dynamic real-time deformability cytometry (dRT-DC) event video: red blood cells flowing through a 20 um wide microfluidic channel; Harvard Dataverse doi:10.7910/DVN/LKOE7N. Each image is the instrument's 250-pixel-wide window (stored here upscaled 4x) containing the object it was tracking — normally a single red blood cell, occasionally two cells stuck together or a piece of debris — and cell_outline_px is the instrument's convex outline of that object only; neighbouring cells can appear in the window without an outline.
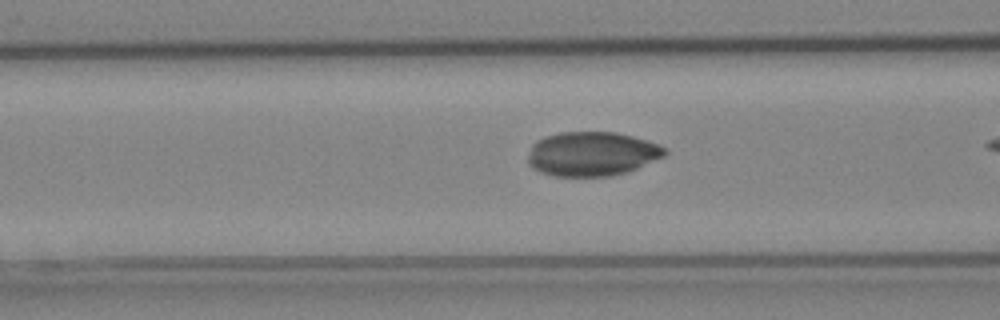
{"species": "Egyptian fruit bat (a non-hibernating species)", "species_latin": "Rousettus aegyptiacus", "temperature_condition": "cold", "stored_images_in_passage": 18, "camera_frame_rate_fps": 3000, "um_per_image_px": 0.085, "animal": {"sex": "female"}, "frame": {"image": 1, "passage_image": 16, "time_ms": 5.0, "image_size_px": [1000, 320], "cell_outline_px": [[668, 152], [664, 156], [628, 172], [612, 176], [552, 176], [540, 172], [532, 168], [528, 164], [528, 156], [532, 144], [536, 140], [544, 136], [560, 132], [616, 132], [632, 136], [656, 144], [664, 148]], "centroid_in_image_um": [50.27, 13.08], "position_along_channel_um": 116.3, "area_um2": 35.37}}